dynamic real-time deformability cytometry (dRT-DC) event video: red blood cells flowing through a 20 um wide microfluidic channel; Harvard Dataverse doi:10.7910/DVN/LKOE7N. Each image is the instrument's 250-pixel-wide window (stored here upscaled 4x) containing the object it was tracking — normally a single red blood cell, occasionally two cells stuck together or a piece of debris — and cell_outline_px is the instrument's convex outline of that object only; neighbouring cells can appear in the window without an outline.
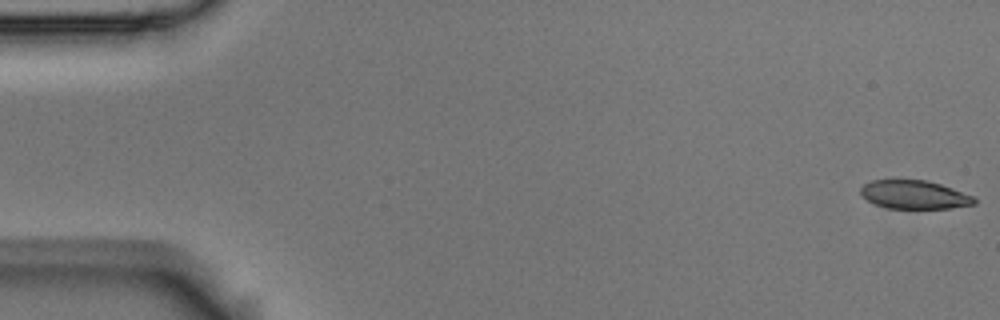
{"species": "Egyptian fruit bat (a non-hibernating species)", "species_latin": "Rousettus aegyptiacus", "temperature_condition": "room temperature", "stored_images_in_passage": 5, "camera_frame_rate_fps": 3000, "um_per_image_px": 0.085, "animal": {"sex": "male"}, "frame": {"image": 1, "passage_image": 1, "time_ms": 0.0, "image_size_px": [1000, 320], "cell_outline_px": [[976, 204], [948, 208], [888, 208], [876, 204], [860, 196], [860, 188], [864, 184], [872, 180], [928, 180], [976, 196]], "centroid_in_image_um": [77.73, 16.54], "position_along_channel_um": 7.3, "area_um2": 18.9}}
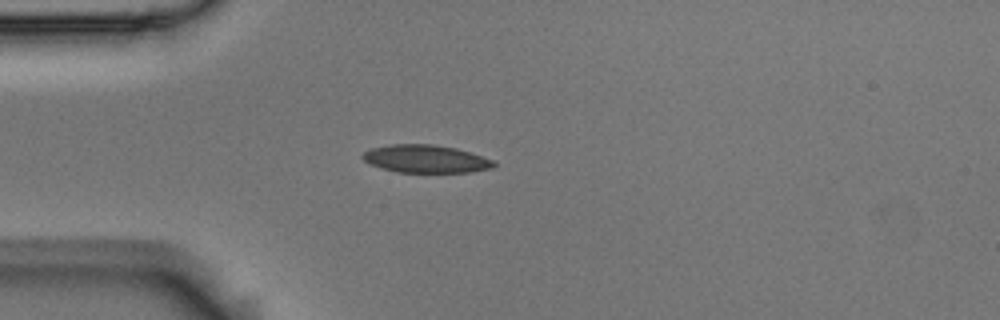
{"frame": {"image": 2, "passage_image": 5, "time_ms": 1.333, "image_size_px": [1000, 320], "cell_outline_px": [[496, 164], [492, 168], [472, 172], [396, 172], [380, 168], [364, 160], [360, 156], [364, 152], [372, 148], [392, 144], [432, 144], [456, 148], [492, 160]], "centroid_in_image_um": [36.16, 13.5], "position_along_channel_um": 48.8, "area_um2": 21.1}}